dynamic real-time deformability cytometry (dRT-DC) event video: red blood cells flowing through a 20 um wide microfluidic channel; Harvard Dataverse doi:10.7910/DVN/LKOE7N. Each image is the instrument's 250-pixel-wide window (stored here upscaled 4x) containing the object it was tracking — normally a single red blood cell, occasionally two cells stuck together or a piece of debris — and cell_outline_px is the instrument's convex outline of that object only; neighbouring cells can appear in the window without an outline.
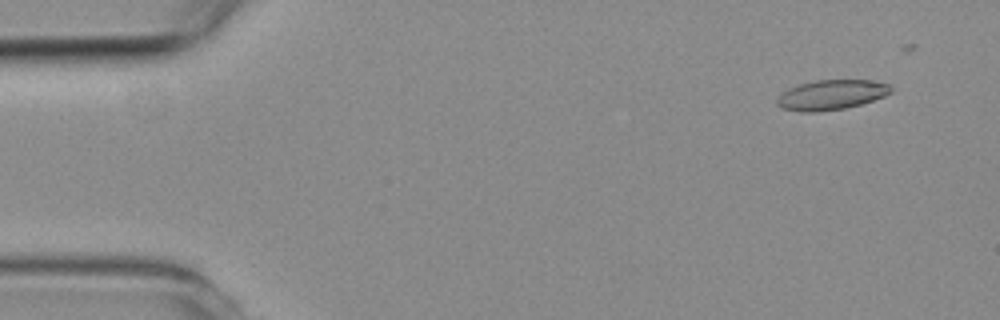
{"species": "common noctule bat (a hibernating species)", "species_latin": "Nyctalus noctula", "temperature_condition": "room temperature", "stored_images_in_passage": 4, "camera_frame_rate_fps": 3000, "um_per_image_px": 0.085, "animal": {"sex": "female", "body_mass_g": 19.3, "forearm_length_mm": 54.1}, "frame": {"image": 1, "passage_image": 1, "time_ms": 0.0, "image_size_px": [1000, 320], "cell_outline_px": [[892, 92], [884, 96], [860, 104], [844, 108], [816, 112], [804, 112], [784, 108], [776, 104], [776, 100], [788, 88], [800, 84], [816, 80], [876, 80], [888, 84], [892, 88]], "centroid_in_image_um": [70.69, 8.05], "position_along_channel_um": 14.3, "area_um2": 19.65}}
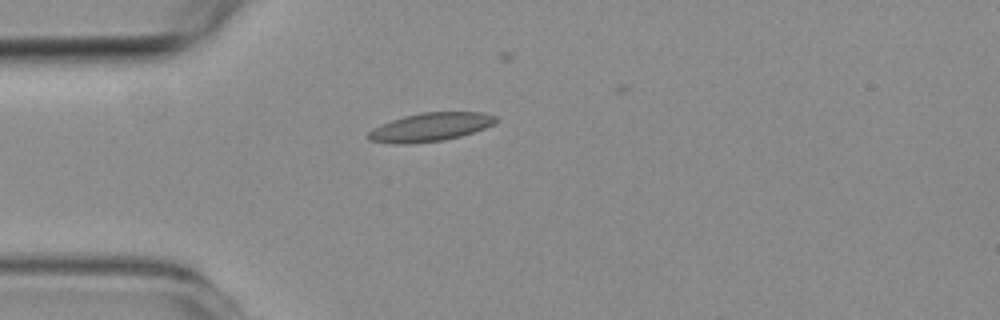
{"frame": {"image": 2, "passage_image": 4, "time_ms": 3.333, "image_size_px": [1000, 320], "cell_outline_px": [[496, 124], [460, 136], [444, 140], [408, 144], [392, 144], [368, 140], [364, 136], [368, 132], [380, 124], [404, 116], [424, 112], [484, 112], [496, 116]], "centroid_in_image_um": [36.54, 10.81], "position_along_channel_um": 48.5, "area_um2": 21.27}}